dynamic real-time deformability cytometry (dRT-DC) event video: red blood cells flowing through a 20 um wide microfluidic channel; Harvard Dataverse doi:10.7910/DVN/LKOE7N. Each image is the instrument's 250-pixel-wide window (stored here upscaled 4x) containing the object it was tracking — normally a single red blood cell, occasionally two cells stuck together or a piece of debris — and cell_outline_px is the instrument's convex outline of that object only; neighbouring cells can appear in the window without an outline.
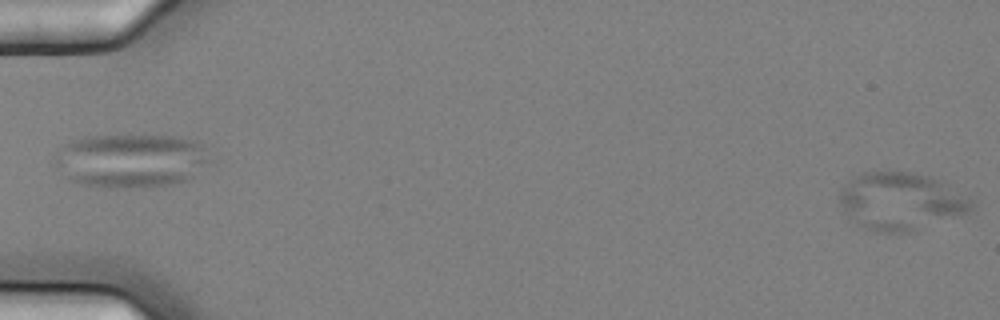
{"species": "common noctule bat (a hibernating species)", "species_latin": "Nyctalus noctula", "temperature_condition": "cold", "stored_images_in_passage": 5, "segment_of_instrument_passage": [2, 2], "camera_frame_rate_fps": 3000, "um_per_image_px": 0.085, "animal": {"sex": "female", "body_mass_g": 25.1}, "frame": {"image": 1, "passage_image": 5, "time_ms": 1.333, "image_size_px": [1000, 320], "cell_outline_px": [[976, 200], [972, 208], [964, 212], [908, 232], [872, 232], [864, 228], [844, 208], [840, 200], [840, 188], [848, 180], [864, 172], [908, 172], [932, 176], [940, 180]], "centroid_in_image_um": [76.58, 17.07], "position_along_channel_um": 8.4, "area_um2": 43.35}}